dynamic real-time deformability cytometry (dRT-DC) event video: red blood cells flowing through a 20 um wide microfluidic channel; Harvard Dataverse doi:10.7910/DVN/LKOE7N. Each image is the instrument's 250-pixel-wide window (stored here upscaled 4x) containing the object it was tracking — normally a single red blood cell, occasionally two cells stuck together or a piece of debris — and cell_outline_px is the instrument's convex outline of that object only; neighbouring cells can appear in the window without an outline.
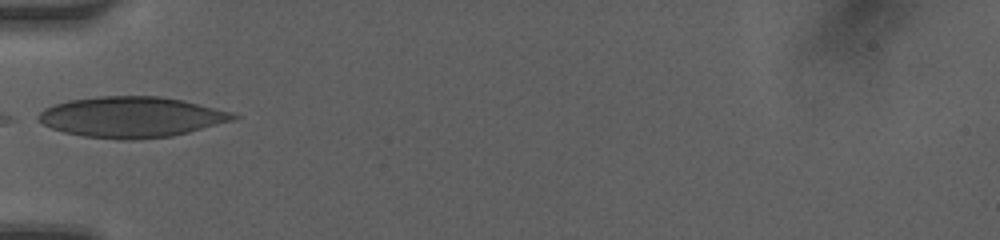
{"species": "human", "species_latin": "Homo sapiens", "temperature_condition": "room temperature", "stored_images_in_passage": 14, "camera_frame_rate_fps": 3000, "um_per_image_px": 0.085, "donor": {"sex": "female"}, "frame": {"image": 1, "passage_image": 1, "time_ms": 0.0, "image_size_px": [1000, 240], "cell_outline_px": [[240, 116], [232, 120], [188, 132], [172, 136], [132, 140], [120, 140], [84, 136], [64, 132], [52, 128], [44, 124], [36, 116], [44, 108], [68, 100], [100, 96], [160, 96], [184, 100], [232, 112]], "centroid_in_image_um": [11.16, 9.94], "position_along_channel_um": 73.8, "area_um2": 46.01}}